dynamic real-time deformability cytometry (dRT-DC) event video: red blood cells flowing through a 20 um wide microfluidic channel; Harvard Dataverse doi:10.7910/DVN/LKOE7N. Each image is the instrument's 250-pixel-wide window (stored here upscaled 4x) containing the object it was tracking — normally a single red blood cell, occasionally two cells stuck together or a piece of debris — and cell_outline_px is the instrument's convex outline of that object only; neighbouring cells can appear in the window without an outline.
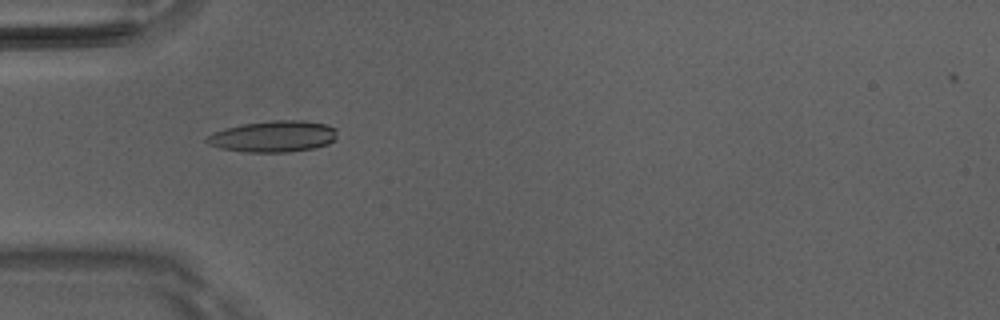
{"species": "Egyptian fruit bat (a non-hibernating species)", "species_latin": "Rousettus aegyptiacus", "temperature_condition": "room temperature", "stored_images_in_passage": 50, "camera_frame_rate_fps": 3000, "um_per_image_px": 0.085, "animal": {"sex": "male"}, "frame": {"image": 1, "passage_image": 16, "time_ms": 5.0, "image_size_px": [1000, 320], "cell_outline_px": [[336, 140], [328, 144], [316, 148], [288, 152], [248, 152], [220, 148], [208, 144], [204, 140], [212, 132], [224, 128], [240, 124], [272, 120], [304, 120], [328, 124], [336, 128]], "centroid_in_image_um": [23.25, 11.59], "position_along_channel_um": 61.7, "area_um2": 24.16}}
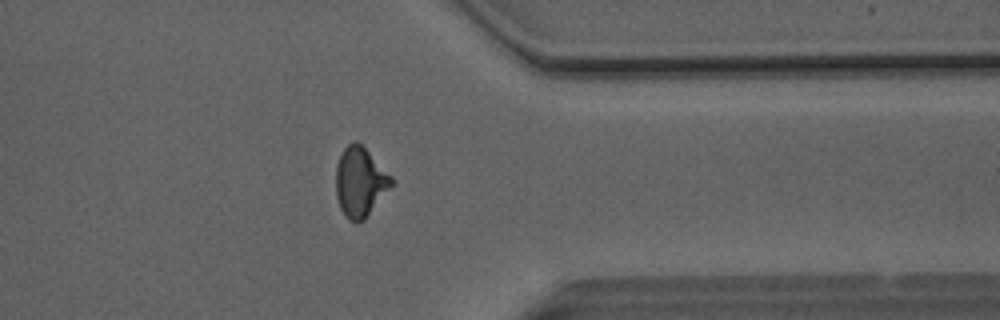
{"frame": {"image": 2, "passage_image": 40, "time_ms": 13.0, "image_size_px": [1000, 320], "cell_outline_px": [[392, 184], [364, 220], [356, 224], [348, 220], [344, 216], [340, 208], [336, 196], [336, 164], [344, 148], [352, 140], [356, 140], [392, 176]], "centroid_in_image_um": [30.57, 15.49], "position_along_channel_um": 380.8, "area_um2": 22.31}}
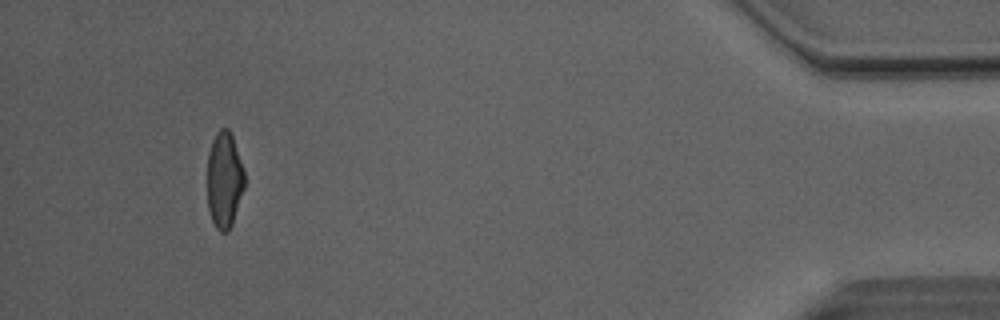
{"frame": {"image": 3, "passage_image": 47, "time_ms": 15.333, "image_size_px": [1000, 320], "cell_outline_px": [[244, 188], [232, 224], [228, 232], [220, 232], [216, 228], [212, 220], [208, 208], [208, 152], [212, 140], [216, 132], [220, 128], [228, 128], [232, 136], [244, 168]], "centroid_in_image_um": [19.07, 15.28], "position_along_channel_um": 416.1, "area_um2": 20.87}, "authors_computed_cell_mechanics": {"area_um2": 22.3108, "velocity_mm_per_s": 4.1246, "shape_relaxation_time_tau1_ms": 5.7977, "shape_relaxation_time_tau2_ms": 1.4642, "deformation_change_tau1": 0.1984, "deformation_change_tau2": 0.0834}}